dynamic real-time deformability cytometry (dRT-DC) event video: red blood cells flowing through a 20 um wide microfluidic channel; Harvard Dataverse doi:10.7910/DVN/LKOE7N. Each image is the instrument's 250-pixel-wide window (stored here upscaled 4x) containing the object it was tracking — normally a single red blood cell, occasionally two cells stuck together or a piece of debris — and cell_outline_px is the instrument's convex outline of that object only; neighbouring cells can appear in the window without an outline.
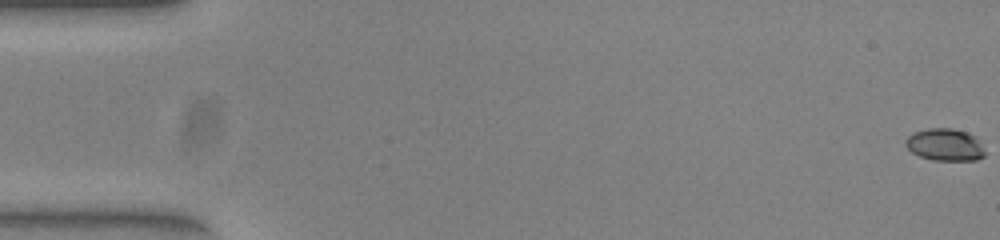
{"species": "common noctule bat (a hibernating species)", "species_latin": "Nyctalus noctula", "temperature_condition": "warm", "stored_images_in_passage": 51, "camera_frame_rate_fps": 3000, "um_per_image_px": 0.085, "animal": {"sex": "female", "body_mass_g": 23.0, "forearm_length_mm": 53.4}, "frame": {"image": 1, "passage_image": 1, "time_ms": 0.0, "image_size_px": [1000, 240], "cell_outline_px": [[984, 156], [976, 160], [932, 160], [920, 156], [912, 152], [904, 144], [904, 140], [912, 132], [928, 128], [952, 128], [968, 132], [976, 136], [984, 152]], "centroid_in_image_um": [80.29, 12.29], "position_along_channel_um": 4.7, "area_um2": 14.97}}
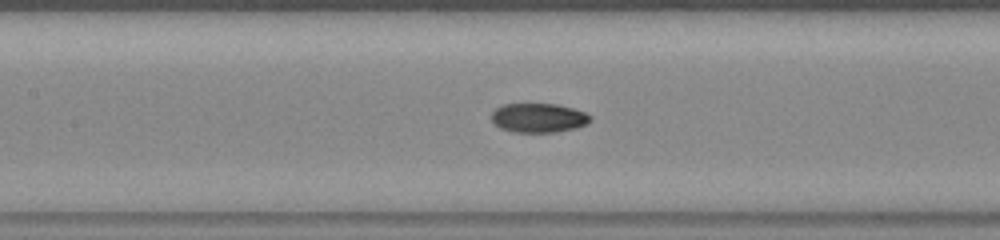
{"frame": {"image": 2, "passage_image": 25, "time_ms": 8.0, "image_size_px": [1000, 240], "cell_outline_px": [[592, 120], [576, 128], [556, 132], [512, 132], [500, 128], [492, 120], [492, 112], [496, 108], [504, 104], [556, 104], [572, 108], [584, 112], [592, 116]], "centroid_in_image_um": [45.78, 10.02], "position_along_channel_um": 161.6, "area_um2": 16.76}}
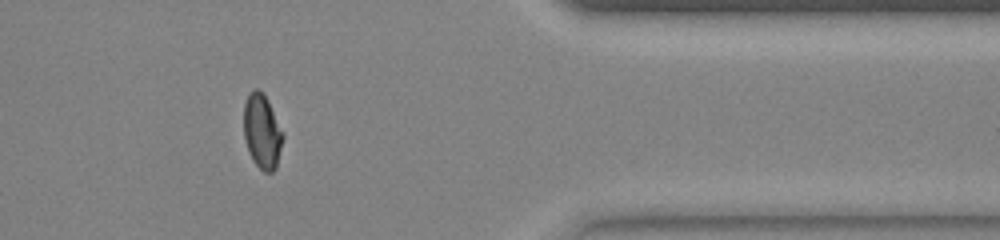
{"frame": {"image": 3, "passage_image": 44, "time_ms": 14.333, "image_size_px": [1000, 240], "cell_outline_px": [[284, 136], [276, 168], [272, 172], [264, 172], [252, 160], [244, 136], [244, 104], [248, 92], [256, 88], [260, 88], [264, 92], [284, 132]], "centroid_in_image_um": [22.29, 11.12], "position_along_channel_um": 389.1, "area_um2": 17.22}, "authors_computed_cell_mechanics": {"area_um2": 16.9932, "velocity_mm_per_s": 3.9562, "shape_relaxation_time_tau1_ms": 6.2365, "shape_relaxation_time_tau2_ms": 1.6459, "deformation_change_tau1": 0.2308, "deformation_change_tau2": 0.0456}}